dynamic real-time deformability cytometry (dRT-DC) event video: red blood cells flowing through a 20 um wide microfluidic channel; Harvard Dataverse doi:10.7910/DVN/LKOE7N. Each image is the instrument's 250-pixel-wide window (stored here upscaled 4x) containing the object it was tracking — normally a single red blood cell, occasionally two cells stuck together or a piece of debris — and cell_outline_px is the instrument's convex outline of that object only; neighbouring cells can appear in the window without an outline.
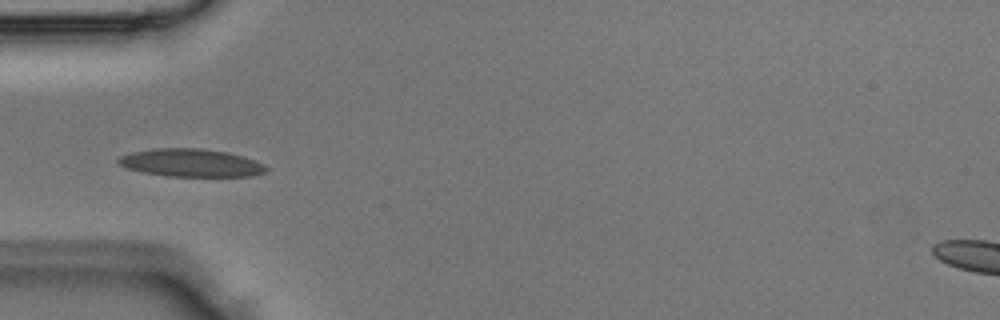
{"species": "Egyptian fruit bat (a non-hibernating species)", "species_latin": "Rousettus aegyptiacus", "temperature_condition": "room temperature", "stored_images_in_passage": 4, "camera_frame_rate_fps": 3000, "um_per_image_px": 0.085, "animal": {"sex": "male"}, "frame": {"image": 1, "passage_image": 3, "time_ms": 0.667, "image_size_px": [1000, 320], "cell_outline_px": [[268, 172], [252, 176], [168, 176], [140, 172], [128, 168], [120, 164], [116, 160], [120, 156], [132, 152], [152, 148], [200, 148], [228, 152], [264, 164], [268, 168]], "centroid_in_image_um": [16.23, 13.84], "position_along_channel_um": 68.8, "area_um2": 23.99}}
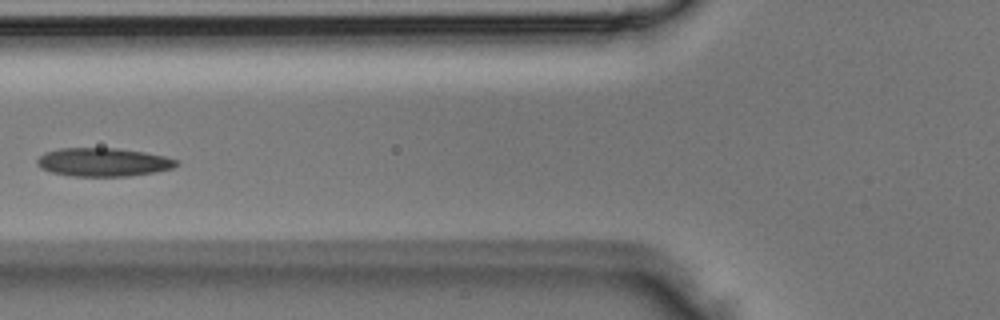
{"frame": {"image": 2, "passage_image": 4, "time_ms": 1.0, "image_size_px": [1000, 320], "cell_outline_px": [[180, 164], [172, 168], [152, 172], [128, 176], [72, 176], [52, 172], [40, 168], [36, 164], [36, 160], [44, 152], [60, 148], [116, 148], [144, 152], [164, 156], [180, 160]], "centroid_in_image_um": [8.76, 13.78], "position_along_channel_um": 117.0, "area_um2": 23.12}}